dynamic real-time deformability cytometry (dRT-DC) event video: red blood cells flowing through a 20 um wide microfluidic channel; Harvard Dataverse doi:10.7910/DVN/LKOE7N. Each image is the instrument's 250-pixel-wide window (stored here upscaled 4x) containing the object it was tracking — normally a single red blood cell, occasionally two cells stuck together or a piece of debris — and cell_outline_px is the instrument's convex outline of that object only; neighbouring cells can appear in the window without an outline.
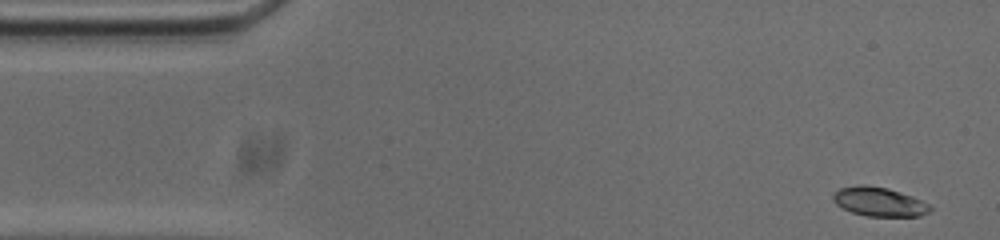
{"species": "common noctule bat (a hibernating species)", "species_latin": "Nyctalus noctula", "temperature_condition": "cold", "stored_images_in_passage": 52, "camera_frame_rate_fps": 3000, "um_per_image_px": 0.085, "animal": {"sex": "male", "body_mass_g": 20.0, "forearm_length_mm": 53.3}, "frame": {"image": 1, "passage_image": 1, "time_ms": 0.0, "image_size_px": [1000, 240], "cell_outline_px": [[932, 208], [928, 212], [920, 216], [868, 216], [852, 212], [836, 204], [832, 200], [832, 196], [840, 188], [860, 184], [864, 184], [888, 188], [912, 196], [928, 204]], "centroid_in_image_um": [74.71, 17.14], "position_along_channel_um": 10.3, "area_um2": 16.3}}
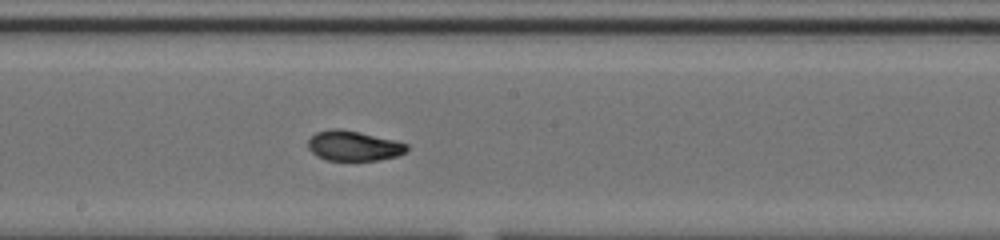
{"frame": {"image": 2, "passage_image": 26, "time_ms": 8.333, "image_size_px": [1000, 240], "cell_outline_px": [[408, 148], [404, 152], [396, 156], [380, 160], [324, 160], [316, 156], [308, 148], [308, 140], [316, 132], [328, 128], [340, 128], [360, 132], [396, 140], [408, 144]], "centroid_in_image_um": [30.03, 12.38], "position_along_channel_um": 218.2, "area_um2": 17.46}}
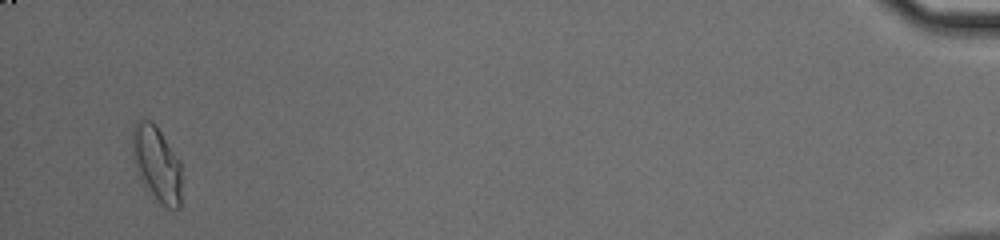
{"frame": {"image": 3, "passage_image": 50, "time_ms": 16.333, "image_size_px": [1000, 240], "cell_outline_px": [[180, 208], [168, 208], [156, 204], [144, 188], [136, 168], [132, 156], [132, 128], [140, 120], [152, 120], [156, 124], [180, 160]], "centroid_in_image_um": [13.3, 13.96], "position_along_channel_um": 421.9, "area_um2": 22.14}, "authors_computed_cell_mechanics": {"area_um2": 17.5712, "velocity_mm_per_s": 3.7275, "shape_relaxation_time_tau1_ms": 4.3081, "shape_relaxation_time_tau2_ms": 1.6637, "deformation_change_tau1": 0.1339, "deformation_change_tau2": 0.0624}}